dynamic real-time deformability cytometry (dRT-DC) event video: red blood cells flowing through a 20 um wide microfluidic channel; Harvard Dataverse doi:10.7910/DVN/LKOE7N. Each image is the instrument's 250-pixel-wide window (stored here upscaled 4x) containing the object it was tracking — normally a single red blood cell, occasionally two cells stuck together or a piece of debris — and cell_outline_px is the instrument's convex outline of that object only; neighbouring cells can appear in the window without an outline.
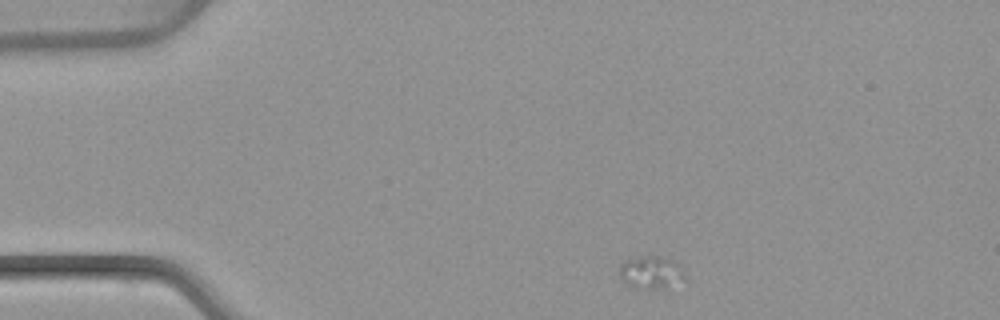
{"species": "common noctule bat (a hibernating species)", "species_latin": "Nyctalus noctula", "temperature_condition": "warm", "stored_images_in_passage": 3, "camera_frame_rate_fps": 3000, "um_per_image_px": 0.085, "animal": {"sex": "female", "body_mass_g": 22.7, "forearm_length_mm": 54.2}, "frame": {"image": 1, "passage_image": 1, "time_ms": 0.0, "image_size_px": [1000, 320], "cell_outline_px": [[684, 280], [668, 292], [636, 288], [628, 284], [620, 276], [620, 264], [624, 260], [644, 256], [660, 256], [668, 260], [684, 272]], "centroid_in_image_um": [55.36, 23.24], "position_along_channel_um": 29.6, "area_um2": 12.72}}